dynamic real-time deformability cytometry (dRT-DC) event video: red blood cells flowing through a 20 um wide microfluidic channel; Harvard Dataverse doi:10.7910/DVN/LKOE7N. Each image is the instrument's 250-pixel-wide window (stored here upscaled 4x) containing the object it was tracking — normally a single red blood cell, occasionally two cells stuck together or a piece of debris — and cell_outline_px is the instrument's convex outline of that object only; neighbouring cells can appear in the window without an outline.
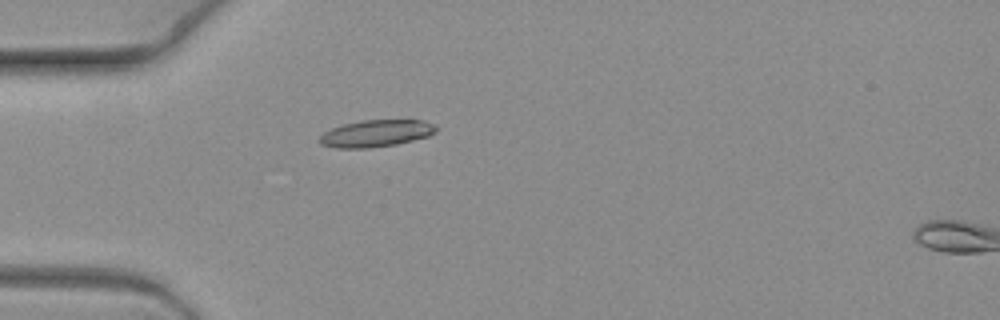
{"species": "common noctule bat (a hibernating species)", "species_latin": "Nyctalus noctula", "temperature_condition": "warm", "stored_images_in_passage": 2, "camera_frame_rate_fps": 3000, "um_per_image_px": 0.085, "animal": {"sex": "female", "body_mass_g": 19.3, "forearm_length_mm": 54.1}, "frame": {"image": 1, "passage_image": 1, "time_ms": 0.0, "image_size_px": [1000, 320], "cell_outline_px": [[440, 128], [436, 132], [428, 136], [396, 144], [368, 148], [336, 148], [320, 144], [316, 140], [324, 132], [332, 128], [344, 124], [364, 120], [424, 120], [436, 124]], "centroid_in_image_um": [31.98, 11.33], "position_along_channel_um": 53.0, "area_um2": 18.44}}